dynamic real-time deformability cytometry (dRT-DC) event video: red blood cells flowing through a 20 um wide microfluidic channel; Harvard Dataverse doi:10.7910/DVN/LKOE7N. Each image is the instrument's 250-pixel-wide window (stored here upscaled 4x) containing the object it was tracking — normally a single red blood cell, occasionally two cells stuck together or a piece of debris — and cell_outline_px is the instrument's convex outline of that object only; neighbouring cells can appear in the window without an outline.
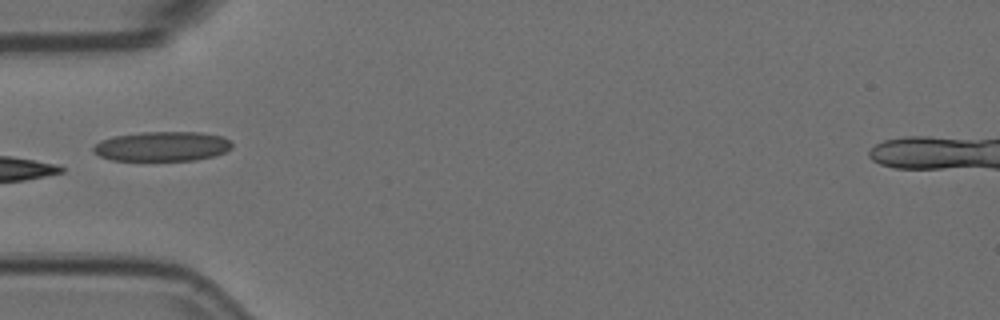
{"species": "Egyptian fruit bat (a non-hibernating species)", "species_latin": "Rousettus aegyptiacus", "temperature_condition": "room temperature", "stored_images_in_passage": 5, "camera_frame_rate_fps": 3000, "um_per_image_px": 0.085, "animal": {"sex": "female"}, "frame": {"image": 1, "passage_image": 5, "time_ms": 1.333, "image_size_px": [1000, 320], "cell_outline_px": [[232, 148], [216, 156], [196, 160], [112, 160], [100, 156], [92, 152], [92, 148], [100, 140], [112, 136], [140, 132], [200, 132], [224, 136], [232, 144]], "centroid_in_image_um": [13.78, 12.43], "position_along_channel_um": 71.2, "area_um2": 24.16}}